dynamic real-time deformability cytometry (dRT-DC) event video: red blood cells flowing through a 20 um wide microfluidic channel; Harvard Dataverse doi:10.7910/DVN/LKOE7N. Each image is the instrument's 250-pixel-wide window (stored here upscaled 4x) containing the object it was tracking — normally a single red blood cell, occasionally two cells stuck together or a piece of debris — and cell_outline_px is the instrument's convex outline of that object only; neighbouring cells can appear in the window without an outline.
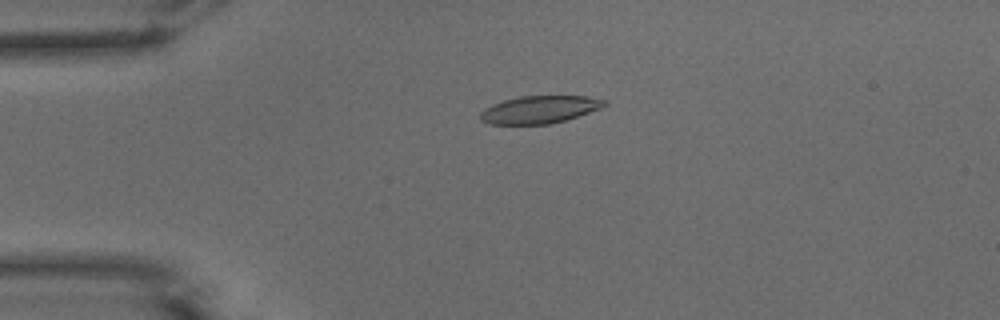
{"species": "common noctule bat (a hibernating species)", "species_latin": "Nyctalus noctula", "temperature_condition": "warm", "stored_images_in_passage": 49, "camera_frame_rate_fps": 3000, "um_per_image_px": 0.085, "animal": {"sex": "male", "body_mass_g": 15.6}, "frame": {"image": 1, "passage_image": 9, "time_ms": 2.667, "image_size_px": [1000, 320], "cell_outline_px": [[608, 104], [600, 108], [564, 120], [548, 124], [488, 124], [480, 120], [480, 112], [484, 108], [492, 104], [504, 100], [520, 96], [588, 96], [608, 100]], "centroid_in_image_um": [45.84, 9.3], "position_along_channel_um": 39.2, "area_um2": 19.88}}
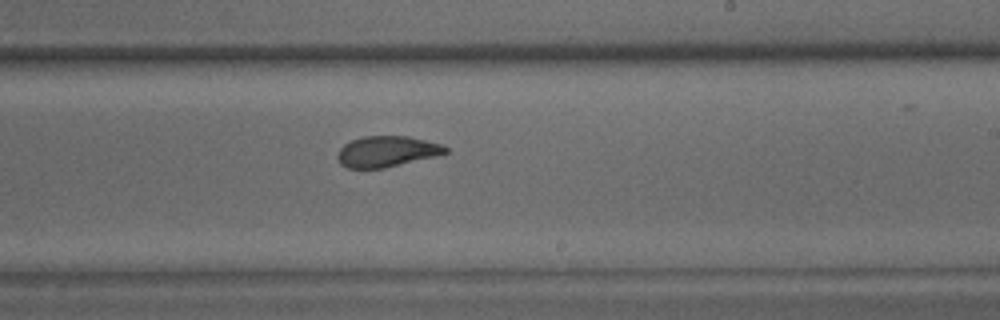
{"frame": {"image": 2, "passage_image": 28, "time_ms": 9.0, "image_size_px": [1000, 320], "cell_outline_px": [[448, 152], [436, 156], [384, 168], [348, 168], [340, 164], [336, 156], [340, 148], [344, 144], [352, 140], [364, 136], [408, 136], [440, 144], [448, 148]], "centroid_in_image_um": [32.85, 12.88], "position_along_channel_um": 256.1, "area_um2": 19.31}}
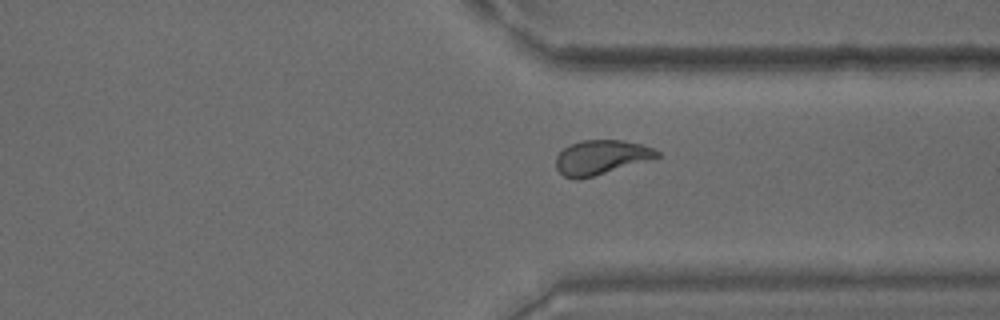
{"frame": {"image": 3, "passage_image": 36, "time_ms": 11.667, "image_size_px": [1000, 320], "cell_outline_px": [[660, 156], [652, 160], [580, 180], [576, 180], [564, 176], [556, 168], [556, 156], [564, 148], [580, 140], [624, 140], [644, 144], [660, 152]], "centroid_in_image_um": [51.12, 13.38], "position_along_channel_um": 360.3, "area_um2": 20.58}, "authors_computed_cell_mechanics": {"area_um2": 20.519, "velocity_mm_per_s": 3.9045, "shape_relaxation_time_tau1_ms": 4.5043, "shape_relaxation_time_tau2_ms": 1.6328, "deformation_change_tau1": 0.1952, "deformation_change_tau2": 0.0882}}